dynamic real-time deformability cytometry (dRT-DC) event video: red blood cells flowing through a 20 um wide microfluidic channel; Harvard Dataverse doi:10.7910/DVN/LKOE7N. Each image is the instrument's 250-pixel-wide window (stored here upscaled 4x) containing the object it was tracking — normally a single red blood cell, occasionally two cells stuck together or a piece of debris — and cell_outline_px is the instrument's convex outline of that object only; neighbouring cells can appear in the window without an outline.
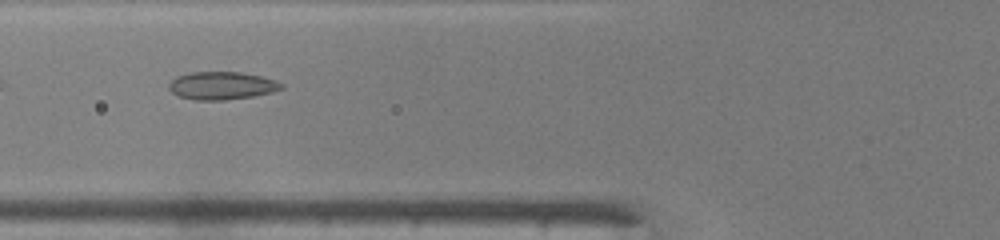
{"species": "common noctule bat (a hibernating species)", "species_latin": "Nyctalus noctula", "temperature_condition": "warm", "stored_images_in_passage": 32, "camera_frame_rate_fps": 3000, "um_per_image_px": 0.085, "animal": {"sex": "male", "body_mass_g": 19.0, "forearm_length_mm": 50.8}, "frame": {"image": 1, "passage_image": 3, "time_ms": 0.667, "image_size_px": [1000, 240], "cell_outline_px": [[284, 88], [272, 92], [252, 96], [224, 100], [196, 100], [180, 96], [172, 92], [168, 88], [168, 84], [176, 76], [192, 72], [240, 72], [260, 76], [276, 80], [284, 84]], "centroid_in_image_um": [18.86, 7.27], "position_along_channel_um": 106.9, "area_um2": 18.21}}
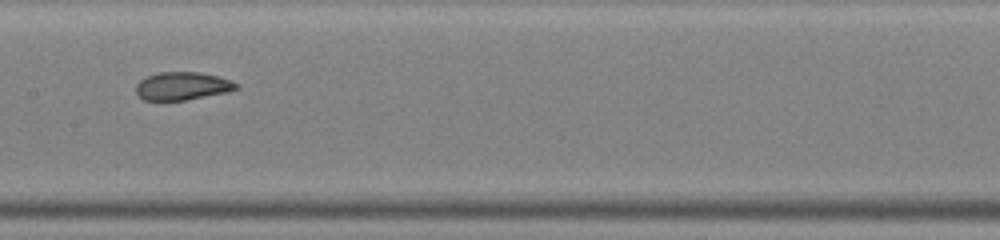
{"frame": {"image": 2, "passage_image": 9, "time_ms": 2.667, "image_size_px": [1000, 240], "cell_outline_px": [[240, 88], [228, 92], [184, 100], [144, 100], [136, 92], [136, 84], [140, 80], [148, 76], [160, 72], [200, 72], [232, 80], [240, 84]], "centroid_in_image_um": [15.55, 7.31], "position_along_channel_um": 191.9, "area_um2": 16.36}}
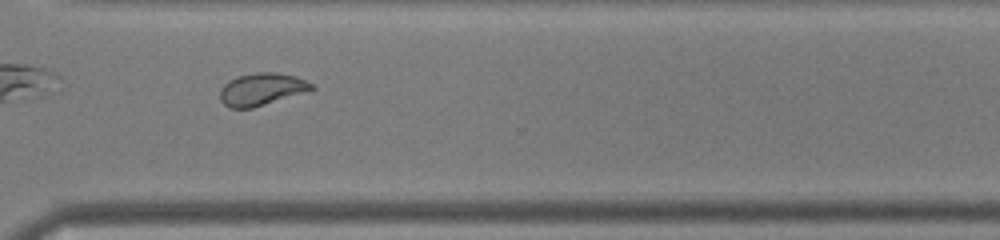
{"frame": {"image": 3, "passage_image": 20, "time_ms": 6.333, "image_size_px": [1000, 240], "cell_outline_px": [[316, 88], [308, 92], [252, 108], [232, 108], [224, 104], [220, 100], [220, 88], [228, 80], [236, 76], [256, 72], [276, 72], [296, 76], [316, 84]], "centroid_in_image_um": [22.28, 7.57], "position_along_channel_um": 348.3, "area_um2": 17.63}}